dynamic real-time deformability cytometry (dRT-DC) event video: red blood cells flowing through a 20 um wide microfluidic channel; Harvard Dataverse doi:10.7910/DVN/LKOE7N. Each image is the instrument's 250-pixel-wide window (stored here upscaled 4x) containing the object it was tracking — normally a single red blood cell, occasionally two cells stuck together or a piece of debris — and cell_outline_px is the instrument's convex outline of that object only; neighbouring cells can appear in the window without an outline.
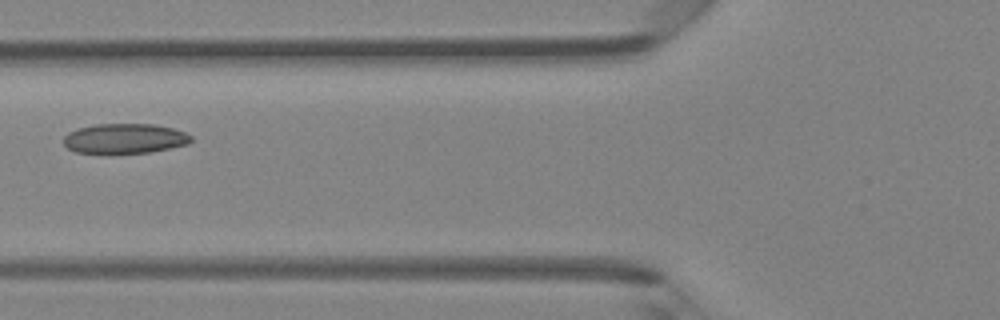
{"species": "Egyptian fruit bat (a non-hibernating species)", "species_latin": "Rousettus aegyptiacus", "temperature_condition": "room temperature", "stored_images_in_passage": 3, "camera_frame_rate_fps": 3000, "um_per_image_px": 0.085, "animal": {"sex": "female"}, "frame": {"image": 1, "passage_image": 3, "time_ms": 0.667, "image_size_px": [1000, 320], "cell_outline_px": [[192, 140], [188, 144], [152, 152], [108, 156], [76, 152], [68, 148], [64, 144], [64, 136], [68, 132], [76, 128], [96, 124], [152, 124], [172, 128], [184, 132], [192, 136]], "centroid_in_image_um": [10.55, 11.82], "position_along_channel_um": 115.2, "area_um2": 23.06}}